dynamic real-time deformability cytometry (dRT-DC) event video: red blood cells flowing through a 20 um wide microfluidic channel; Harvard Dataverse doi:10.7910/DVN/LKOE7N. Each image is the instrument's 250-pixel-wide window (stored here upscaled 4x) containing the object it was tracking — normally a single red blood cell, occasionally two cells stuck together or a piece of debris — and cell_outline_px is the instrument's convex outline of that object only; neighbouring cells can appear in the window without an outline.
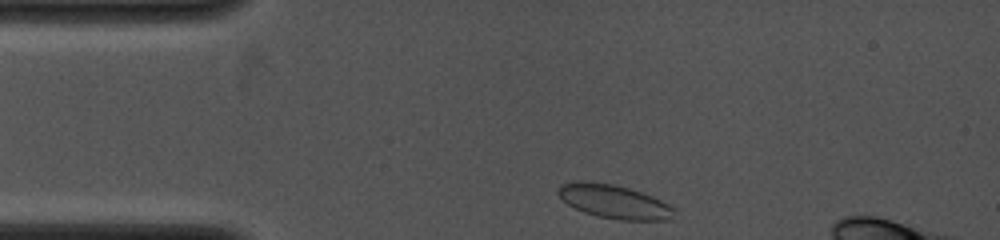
{"species": "common noctule bat (a hibernating species)", "species_latin": "Nyctalus noctula", "temperature_condition": "cold", "stored_images_in_passage": 19, "camera_frame_rate_fps": 4000, "um_per_image_px": 0.085, "animal": {"sex": "female", "body_mass_g": 19.0, "forearm_length_mm": 53.3}, "frame": {"image": 1, "passage_image": 1, "time_ms": 0.0, "image_size_px": [1000, 240], "cell_outline_px": [[676, 208], [672, 220], [620, 220], [596, 216], [584, 212], [568, 204], [556, 192], [560, 184], [572, 180], [584, 180], [612, 184], [628, 188], [652, 196]], "centroid_in_image_um": [52.19, 17.13], "position_along_channel_um": 32.8, "area_um2": 22.95}}
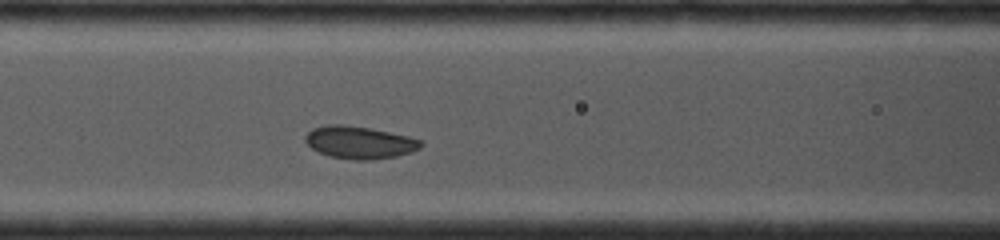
{"frame": {"image": 2, "passage_image": 14, "time_ms": 3.25, "image_size_px": [1000, 240], "cell_outline_px": [[424, 144], [420, 148], [412, 152], [396, 156], [372, 160], [356, 160], [328, 156], [312, 148], [304, 140], [304, 136], [312, 128], [328, 124], [348, 124], [408, 136], [424, 140]], "centroid_in_image_um": [30.57, 12.1], "position_along_channel_um": 136.0, "area_um2": 22.02}}
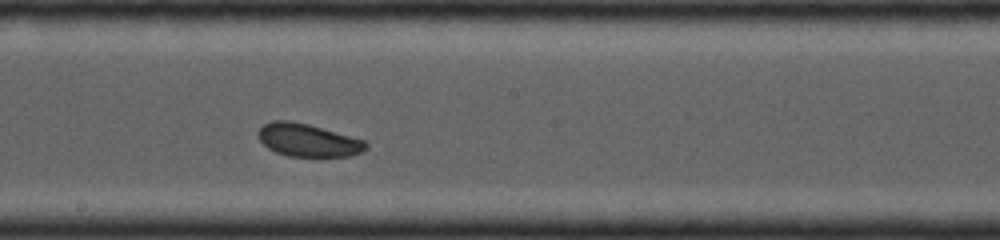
{"frame": {"image": 3, "passage_image": 19, "time_ms": 5.25, "image_size_px": [1000, 240], "cell_outline_px": [[368, 148], [352, 156], [288, 156], [276, 152], [268, 148], [256, 136], [256, 132], [264, 124], [272, 120], [292, 120], [308, 124], [364, 140], [368, 144]], "centroid_in_image_um": [26.14, 11.91], "position_along_channel_um": 222.1, "area_um2": 20.63}}